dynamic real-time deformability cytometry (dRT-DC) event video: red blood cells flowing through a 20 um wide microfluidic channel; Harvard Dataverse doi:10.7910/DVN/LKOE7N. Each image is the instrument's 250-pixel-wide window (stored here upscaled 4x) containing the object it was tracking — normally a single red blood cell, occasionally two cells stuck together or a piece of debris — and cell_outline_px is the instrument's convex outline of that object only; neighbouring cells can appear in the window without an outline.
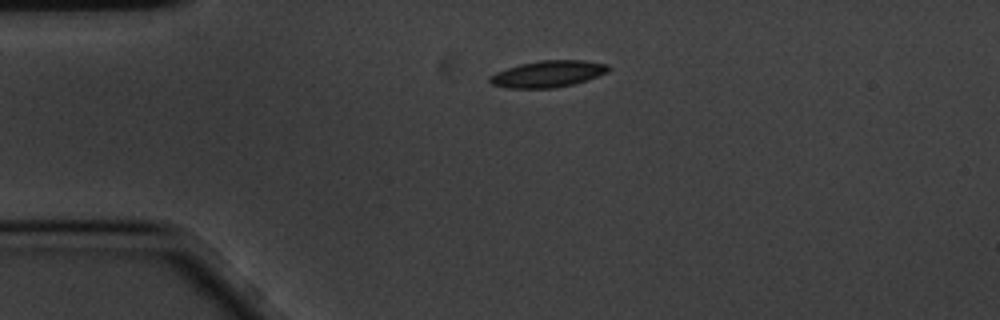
{"species": "common noctule bat (a hibernating species)", "species_latin": "Nyctalus noctula", "temperature_condition": "cold", "stored_images_in_passage": 3, "camera_frame_rate_fps": 3000, "um_per_image_px": 0.085, "animal": {"sex": "male", "body_mass_g": 20.1, "forearm_length_mm": 53.5}, "frame": {"image": 1, "passage_image": 3, "time_ms": 0.667, "image_size_px": [1000, 320], "cell_outline_px": [[608, 72], [588, 80], [572, 84], [552, 88], [508, 88], [492, 84], [488, 80], [488, 76], [496, 72], [520, 64], [540, 60], [584, 60], [608, 64]], "centroid_in_image_um": [46.57, 6.28], "position_along_channel_um": 38.4, "area_um2": 18.32}}